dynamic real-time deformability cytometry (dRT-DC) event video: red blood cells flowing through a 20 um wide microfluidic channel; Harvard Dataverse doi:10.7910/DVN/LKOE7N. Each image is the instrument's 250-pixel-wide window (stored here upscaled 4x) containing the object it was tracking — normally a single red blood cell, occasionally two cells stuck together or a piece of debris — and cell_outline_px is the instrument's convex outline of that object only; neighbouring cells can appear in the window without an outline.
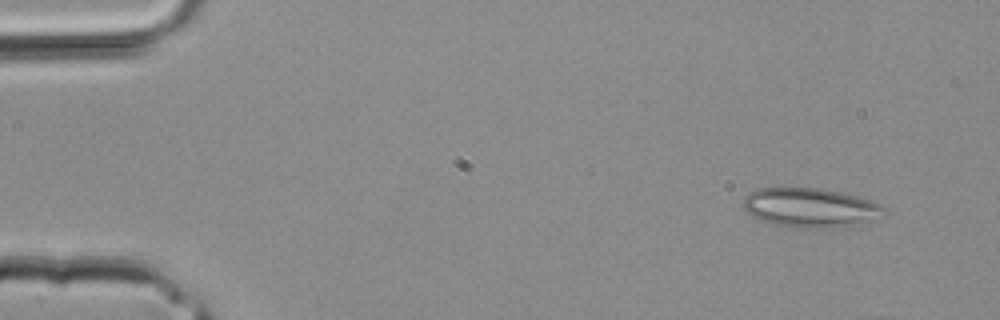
{"species": "common noctule bat (a hibernating species)", "species_latin": "Nyctalus noctula", "temperature_condition": "room temperature", "stored_images_in_passage": 4, "camera_frame_rate_fps": 3000, "um_per_image_px": 0.085, "animal": {"sex": "male", "body_mass_g": 20.4}, "frame": {"image": 1, "passage_image": 1, "time_ms": 0.0, "image_size_px": [1000, 320], "cell_outline_px": [[884, 208], [856, 224], [828, 228], [792, 228], [764, 220], [752, 216], [740, 204], [744, 196], [748, 192], [760, 188], [820, 188], [840, 192], [872, 200], [880, 204]], "centroid_in_image_um": [68.71, 17.62], "position_along_channel_um": 16.3, "area_um2": 31.39}}